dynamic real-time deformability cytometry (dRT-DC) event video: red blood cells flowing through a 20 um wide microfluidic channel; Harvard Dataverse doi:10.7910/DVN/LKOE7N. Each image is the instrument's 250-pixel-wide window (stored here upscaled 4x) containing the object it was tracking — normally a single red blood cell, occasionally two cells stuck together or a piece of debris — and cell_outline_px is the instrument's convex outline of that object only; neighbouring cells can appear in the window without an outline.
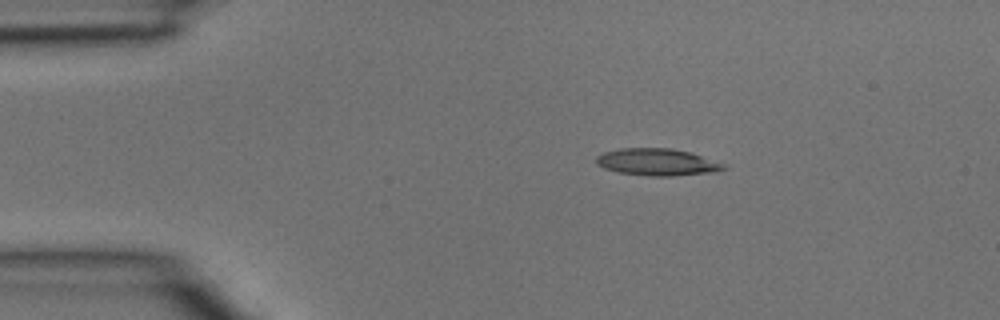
{"species": "common noctule bat (a hibernating species)", "species_latin": "Nyctalus noctula", "temperature_condition": "room temperature", "stored_images_in_passage": 3, "camera_frame_rate_fps": 3000, "um_per_image_px": 0.085, "animal": {"sex": "male", "body_mass_g": 15.6}, "frame": {"image": 1, "passage_image": 3, "time_ms": 0.667, "image_size_px": [1000, 320], "cell_outline_px": [[728, 168], [716, 172], [672, 176], [648, 176], [620, 172], [604, 168], [596, 164], [596, 156], [604, 152], [620, 148], [668, 148], [688, 152], [724, 164]], "centroid_in_image_um": [55.84, 13.78], "position_along_channel_um": 29.2, "area_um2": 19.88}}